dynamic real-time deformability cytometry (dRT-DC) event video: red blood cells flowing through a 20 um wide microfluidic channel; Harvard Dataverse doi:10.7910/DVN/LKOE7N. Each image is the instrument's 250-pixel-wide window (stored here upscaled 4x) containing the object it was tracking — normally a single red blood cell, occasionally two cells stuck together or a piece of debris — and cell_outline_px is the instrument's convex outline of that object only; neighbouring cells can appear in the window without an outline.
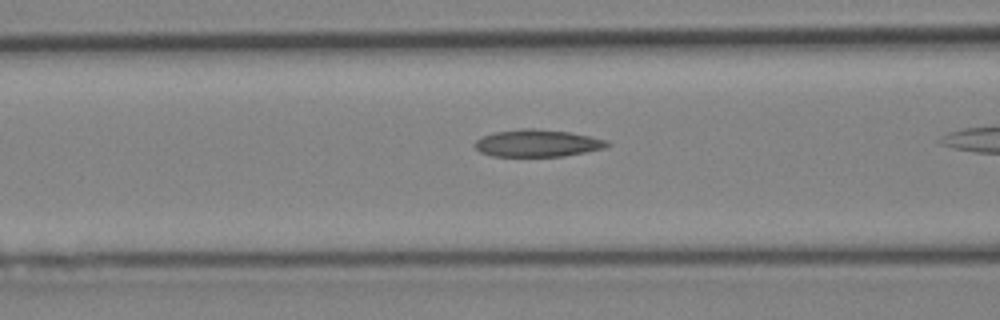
{"species": "Egyptian fruit bat (a non-hibernating species)", "species_latin": "Rousettus aegyptiacus", "temperature_condition": "cold", "stored_images_in_passage": 19, "camera_frame_rate_fps": 3000, "um_per_image_px": 0.085, "animal": {"sex": "female"}, "frame": {"image": 1, "passage_image": 9, "time_ms": 2.667, "image_size_px": [1000, 320], "cell_outline_px": [[612, 144], [604, 148], [564, 156], [492, 156], [480, 152], [472, 144], [480, 136], [496, 132], [520, 128], [532, 128], [568, 132], [608, 140]], "centroid_in_image_um": [45.64, 12.17], "position_along_channel_um": 121.0, "area_um2": 20.98}}